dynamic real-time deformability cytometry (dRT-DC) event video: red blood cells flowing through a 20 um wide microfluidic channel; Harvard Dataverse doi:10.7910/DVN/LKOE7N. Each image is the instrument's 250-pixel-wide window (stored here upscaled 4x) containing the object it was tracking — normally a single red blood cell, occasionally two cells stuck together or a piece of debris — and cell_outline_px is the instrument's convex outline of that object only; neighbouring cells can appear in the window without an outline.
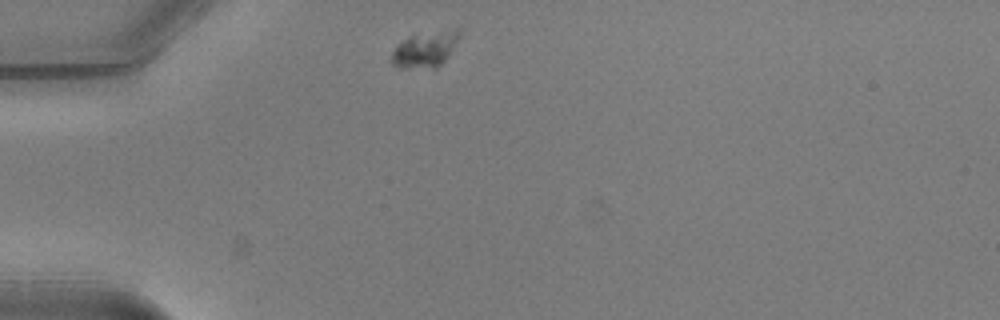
{"species": "common noctule bat (a hibernating species)", "species_latin": "Nyctalus noctula", "temperature_condition": "warm", "stored_images_in_passage": 41, "camera_frame_rate_fps": 3000, "um_per_image_px": 0.085, "animal": {"sex": "male", "body_mass_g": 20.5, "forearm_length_mm": 52.5}, "frame": {"image": 1, "passage_image": 1, "time_ms": 0.0, "image_size_px": [1000, 320], "cell_outline_px": [[460, 32], [448, 56], [436, 68], [404, 68], [392, 64], [392, 52], [408, 36], [456, 28], [460, 28]], "centroid_in_image_um": [36.14, 4.2], "position_along_channel_um": 48.9, "area_um2": 13.64}}
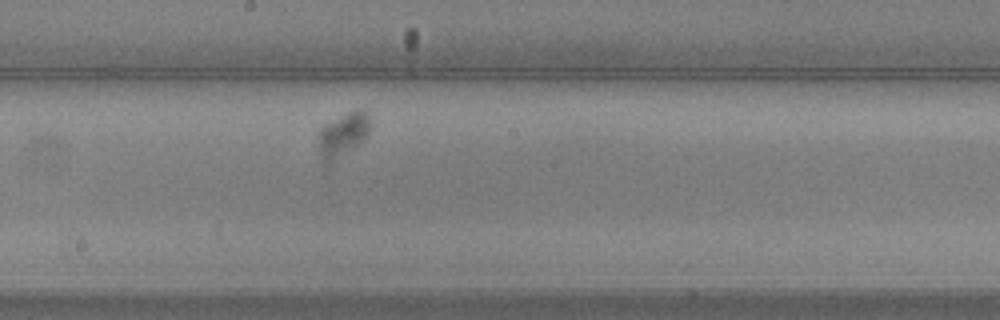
{"frame": {"image": 2, "passage_image": 17, "time_ms": 5.333, "image_size_px": [1000, 320], "cell_outline_px": [[372, 120], [368, 132], [364, 140], [352, 148], [328, 160], [324, 160], [320, 156], [320, 132], [324, 124], [356, 108], [364, 108], [368, 112]], "centroid_in_image_um": [29.25, 11.3], "position_along_channel_um": 218.9, "area_um2": 12.66}}
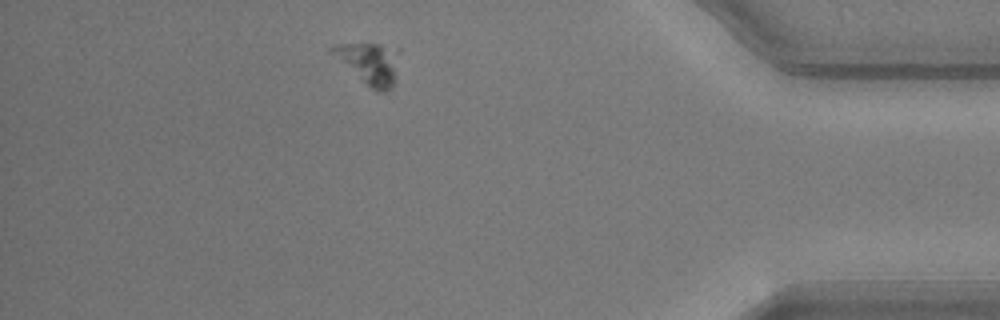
{"frame": {"image": 3, "passage_image": 35, "time_ms": 11.333, "image_size_px": [1000, 320], "cell_outline_px": [[400, 52], [396, 80], [392, 88], [384, 92], [372, 88], [328, 52], [328, 48], [332, 44], [380, 44], [400, 48]], "centroid_in_image_um": [31.44, 5.34], "position_along_channel_um": 403.8, "area_um2": 16.36}}